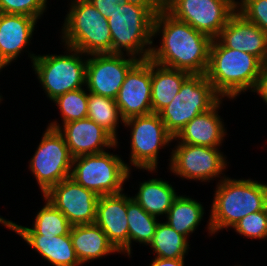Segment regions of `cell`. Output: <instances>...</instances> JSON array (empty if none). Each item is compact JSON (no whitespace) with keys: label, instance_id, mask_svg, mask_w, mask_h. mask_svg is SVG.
<instances>
[{"label":"cell","instance_id":"obj_36","mask_svg":"<svg viewBox=\"0 0 267 266\" xmlns=\"http://www.w3.org/2000/svg\"><path fill=\"white\" fill-rule=\"evenodd\" d=\"M185 258H178V259H164L160 257H155L150 266H184Z\"/></svg>","mask_w":267,"mask_h":266},{"label":"cell","instance_id":"obj_32","mask_svg":"<svg viewBox=\"0 0 267 266\" xmlns=\"http://www.w3.org/2000/svg\"><path fill=\"white\" fill-rule=\"evenodd\" d=\"M47 0H0V13L22 14L37 20L46 11Z\"/></svg>","mask_w":267,"mask_h":266},{"label":"cell","instance_id":"obj_33","mask_svg":"<svg viewBox=\"0 0 267 266\" xmlns=\"http://www.w3.org/2000/svg\"><path fill=\"white\" fill-rule=\"evenodd\" d=\"M237 11L267 34V0L237 1Z\"/></svg>","mask_w":267,"mask_h":266},{"label":"cell","instance_id":"obj_16","mask_svg":"<svg viewBox=\"0 0 267 266\" xmlns=\"http://www.w3.org/2000/svg\"><path fill=\"white\" fill-rule=\"evenodd\" d=\"M47 127L57 129L64 137L71 156L99 154L106 152L105 148H115L117 141L96 122L89 118L74 120L60 125L57 121Z\"/></svg>","mask_w":267,"mask_h":266},{"label":"cell","instance_id":"obj_31","mask_svg":"<svg viewBox=\"0 0 267 266\" xmlns=\"http://www.w3.org/2000/svg\"><path fill=\"white\" fill-rule=\"evenodd\" d=\"M238 234L251 239H267V206L253 212L232 227Z\"/></svg>","mask_w":267,"mask_h":266},{"label":"cell","instance_id":"obj_21","mask_svg":"<svg viewBox=\"0 0 267 266\" xmlns=\"http://www.w3.org/2000/svg\"><path fill=\"white\" fill-rule=\"evenodd\" d=\"M72 245L81 264L108 254L119 253L96 224L73 225L70 230Z\"/></svg>","mask_w":267,"mask_h":266},{"label":"cell","instance_id":"obj_24","mask_svg":"<svg viewBox=\"0 0 267 266\" xmlns=\"http://www.w3.org/2000/svg\"><path fill=\"white\" fill-rule=\"evenodd\" d=\"M53 266H80L70 234L61 236L19 235Z\"/></svg>","mask_w":267,"mask_h":266},{"label":"cell","instance_id":"obj_4","mask_svg":"<svg viewBox=\"0 0 267 266\" xmlns=\"http://www.w3.org/2000/svg\"><path fill=\"white\" fill-rule=\"evenodd\" d=\"M208 219L209 234L232 228L245 216L267 206V184L252 179L219 180Z\"/></svg>","mask_w":267,"mask_h":266},{"label":"cell","instance_id":"obj_12","mask_svg":"<svg viewBox=\"0 0 267 266\" xmlns=\"http://www.w3.org/2000/svg\"><path fill=\"white\" fill-rule=\"evenodd\" d=\"M172 149L169 167L174 175L187 180L210 182L216 177L222 180L227 166L226 157L219 147L179 143ZM220 175V176H219Z\"/></svg>","mask_w":267,"mask_h":266},{"label":"cell","instance_id":"obj_6","mask_svg":"<svg viewBox=\"0 0 267 266\" xmlns=\"http://www.w3.org/2000/svg\"><path fill=\"white\" fill-rule=\"evenodd\" d=\"M65 49L67 52L62 55H28L36 77L51 101L68 91L86 86L87 58L83 57L87 55L67 46Z\"/></svg>","mask_w":267,"mask_h":266},{"label":"cell","instance_id":"obj_34","mask_svg":"<svg viewBox=\"0 0 267 266\" xmlns=\"http://www.w3.org/2000/svg\"><path fill=\"white\" fill-rule=\"evenodd\" d=\"M91 4L108 19V15L116 8L117 4L124 5L130 0H88Z\"/></svg>","mask_w":267,"mask_h":266},{"label":"cell","instance_id":"obj_19","mask_svg":"<svg viewBox=\"0 0 267 266\" xmlns=\"http://www.w3.org/2000/svg\"><path fill=\"white\" fill-rule=\"evenodd\" d=\"M37 21L27 15L0 13V72L31 43Z\"/></svg>","mask_w":267,"mask_h":266},{"label":"cell","instance_id":"obj_35","mask_svg":"<svg viewBox=\"0 0 267 266\" xmlns=\"http://www.w3.org/2000/svg\"><path fill=\"white\" fill-rule=\"evenodd\" d=\"M253 92H256L263 99V102L267 104V62L262 65L258 82Z\"/></svg>","mask_w":267,"mask_h":266},{"label":"cell","instance_id":"obj_20","mask_svg":"<svg viewBox=\"0 0 267 266\" xmlns=\"http://www.w3.org/2000/svg\"><path fill=\"white\" fill-rule=\"evenodd\" d=\"M222 100L223 98L208 111L194 117L178 132L173 140L179 143L208 147L222 146L227 132L224 122L218 114Z\"/></svg>","mask_w":267,"mask_h":266},{"label":"cell","instance_id":"obj_26","mask_svg":"<svg viewBox=\"0 0 267 266\" xmlns=\"http://www.w3.org/2000/svg\"><path fill=\"white\" fill-rule=\"evenodd\" d=\"M204 211L200 202L189 196L179 195L166 215V223L188 239L189 233H194L200 225Z\"/></svg>","mask_w":267,"mask_h":266},{"label":"cell","instance_id":"obj_15","mask_svg":"<svg viewBox=\"0 0 267 266\" xmlns=\"http://www.w3.org/2000/svg\"><path fill=\"white\" fill-rule=\"evenodd\" d=\"M116 104L124 120L152 113L151 60H138L127 72Z\"/></svg>","mask_w":267,"mask_h":266},{"label":"cell","instance_id":"obj_5","mask_svg":"<svg viewBox=\"0 0 267 266\" xmlns=\"http://www.w3.org/2000/svg\"><path fill=\"white\" fill-rule=\"evenodd\" d=\"M62 26L65 46L85 55L111 53L112 36L105 18L88 0H71Z\"/></svg>","mask_w":267,"mask_h":266},{"label":"cell","instance_id":"obj_23","mask_svg":"<svg viewBox=\"0 0 267 266\" xmlns=\"http://www.w3.org/2000/svg\"><path fill=\"white\" fill-rule=\"evenodd\" d=\"M188 72L159 65L151 60L152 112L159 113L179 93Z\"/></svg>","mask_w":267,"mask_h":266},{"label":"cell","instance_id":"obj_18","mask_svg":"<svg viewBox=\"0 0 267 266\" xmlns=\"http://www.w3.org/2000/svg\"><path fill=\"white\" fill-rule=\"evenodd\" d=\"M223 46L256 56L267 62V34L236 11L216 38Z\"/></svg>","mask_w":267,"mask_h":266},{"label":"cell","instance_id":"obj_17","mask_svg":"<svg viewBox=\"0 0 267 266\" xmlns=\"http://www.w3.org/2000/svg\"><path fill=\"white\" fill-rule=\"evenodd\" d=\"M95 223L107 235L109 242L120 254L129 256L127 194L122 192L115 195L100 196Z\"/></svg>","mask_w":267,"mask_h":266},{"label":"cell","instance_id":"obj_13","mask_svg":"<svg viewBox=\"0 0 267 266\" xmlns=\"http://www.w3.org/2000/svg\"><path fill=\"white\" fill-rule=\"evenodd\" d=\"M127 57L116 53L88 55L85 87L87 91L115 99L127 72L138 61V58L133 56Z\"/></svg>","mask_w":267,"mask_h":266},{"label":"cell","instance_id":"obj_11","mask_svg":"<svg viewBox=\"0 0 267 266\" xmlns=\"http://www.w3.org/2000/svg\"><path fill=\"white\" fill-rule=\"evenodd\" d=\"M72 161L63 135L57 129L47 127L28 165L43 195L70 177Z\"/></svg>","mask_w":267,"mask_h":266},{"label":"cell","instance_id":"obj_28","mask_svg":"<svg viewBox=\"0 0 267 266\" xmlns=\"http://www.w3.org/2000/svg\"><path fill=\"white\" fill-rule=\"evenodd\" d=\"M153 250L155 257L164 259L185 258L188 253V239L177 233L166 222L158 223L151 243L148 245Z\"/></svg>","mask_w":267,"mask_h":266},{"label":"cell","instance_id":"obj_2","mask_svg":"<svg viewBox=\"0 0 267 266\" xmlns=\"http://www.w3.org/2000/svg\"><path fill=\"white\" fill-rule=\"evenodd\" d=\"M161 0H130L117 4L108 15L112 36L111 53L149 59L153 44V22ZM138 56V57H137Z\"/></svg>","mask_w":267,"mask_h":266},{"label":"cell","instance_id":"obj_25","mask_svg":"<svg viewBox=\"0 0 267 266\" xmlns=\"http://www.w3.org/2000/svg\"><path fill=\"white\" fill-rule=\"evenodd\" d=\"M175 191L171 183L161 178H152L140 182L138 192L132 196V199L150 215L159 217L165 214L166 217L174 200L178 197Z\"/></svg>","mask_w":267,"mask_h":266},{"label":"cell","instance_id":"obj_14","mask_svg":"<svg viewBox=\"0 0 267 266\" xmlns=\"http://www.w3.org/2000/svg\"><path fill=\"white\" fill-rule=\"evenodd\" d=\"M73 225L95 223L99 195L84 188L72 178L52 186L43 195Z\"/></svg>","mask_w":267,"mask_h":266},{"label":"cell","instance_id":"obj_8","mask_svg":"<svg viewBox=\"0 0 267 266\" xmlns=\"http://www.w3.org/2000/svg\"><path fill=\"white\" fill-rule=\"evenodd\" d=\"M220 99L205 74H191L159 115L166 130L175 137L188 122L211 109Z\"/></svg>","mask_w":267,"mask_h":266},{"label":"cell","instance_id":"obj_27","mask_svg":"<svg viewBox=\"0 0 267 266\" xmlns=\"http://www.w3.org/2000/svg\"><path fill=\"white\" fill-rule=\"evenodd\" d=\"M127 218L129 228V258L133 241L149 245L159 223L157 217L147 213L132 197L127 195Z\"/></svg>","mask_w":267,"mask_h":266},{"label":"cell","instance_id":"obj_29","mask_svg":"<svg viewBox=\"0 0 267 266\" xmlns=\"http://www.w3.org/2000/svg\"><path fill=\"white\" fill-rule=\"evenodd\" d=\"M87 118L102 126L118 144L117 127L124 119L115 99L88 92Z\"/></svg>","mask_w":267,"mask_h":266},{"label":"cell","instance_id":"obj_3","mask_svg":"<svg viewBox=\"0 0 267 266\" xmlns=\"http://www.w3.org/2000/svg\"><path fill=\"white\" fill-rule=\"evenodd\" d=\"M263 63L252 54L223 46L213 39L206 78L221 98L236 99L256 88Z\"/></svg>","mask_w":267,"mask_h":266},{"label":"cell","instance_id":"obj_7","mask_svg":"<svg viewBox=\"0 0 267 266\" xmlns=\"http://www.w3.org/2000/svg\"><path fill=\"white\" fill-rule=\"evenodd\" d=\"M130 170L120 156L103 152L74 157L70 178L99 196L115 195L123 192Z\"/></svg>","mask_w":267,"mask_h":266},{"label":"cell","instance_id":"obj_10","mask_svg":"<svg viewBox=\"0 0 267 266\" xmlns=\"http://www.w3.org/2000/svg\"><path fill=\"white\" fill-rule=\"evenodd\" d=\"M161 6L212 40L237 11L236 0H161Z\"/></svg>","mask_w":267,"mask_h":266},{"label":"cell","instance_id":"obj_9","mask_svg":"<svg viewBox=\"0 0 267 266\" xmlns=\"http://www.w3.org/2000/svg\"><path fill=\"white\" fill-rule=\"evenodd\" d=\"M125 127H131V166L155 172L160 149L169 146L174 137L166 130L159 113L134 116L124 120Z\"/></svg>","mask_w":267,"mask_h":266},{"label":"cell","instance_id":"obj_30","mask_svg":"<svg viewBox=\"0 0 267 266\" xmlns=\"http://www.w3.org/2000/svg\"><path fill=\"white\" fill-rule=\"evenodd\" d=\"M84 89L68 91L53 100L62 115V124L87 118L88 92Z\"/></svg>","mask_w":267,"mask_h":266},{"label":"cell","instance_id":"obj_22","mask_svg":"<svg viewBox=\"0 0 267 266\" xmlns=\"http://www.w3.org/2000/svg\"><path fill=\"white\" fill-rule=\"evenodd\" d=\"M44 206L37 212L33 227H25L0 216V223L18 235L61 236L70 234L72 225L44 196Z\"/></svg>","mask_w":267,"mask_h":266},{"label":"cell","instance_id":"obj_1","mask_svg":"<svg viewBox=\"0 0 267 266\" xmlns=\"http://www.w3.org/2000/svg\"><path fill=\"white\" fill-rule=\"evenodd\" d=\"M159 33L161 45L152 47L150 60L189 74L206 73L212 43L209 36L174 18L162 6L154 17L153 37Z\"/></svg>","mask_w":267,"mask_h":266}]
</instances>
